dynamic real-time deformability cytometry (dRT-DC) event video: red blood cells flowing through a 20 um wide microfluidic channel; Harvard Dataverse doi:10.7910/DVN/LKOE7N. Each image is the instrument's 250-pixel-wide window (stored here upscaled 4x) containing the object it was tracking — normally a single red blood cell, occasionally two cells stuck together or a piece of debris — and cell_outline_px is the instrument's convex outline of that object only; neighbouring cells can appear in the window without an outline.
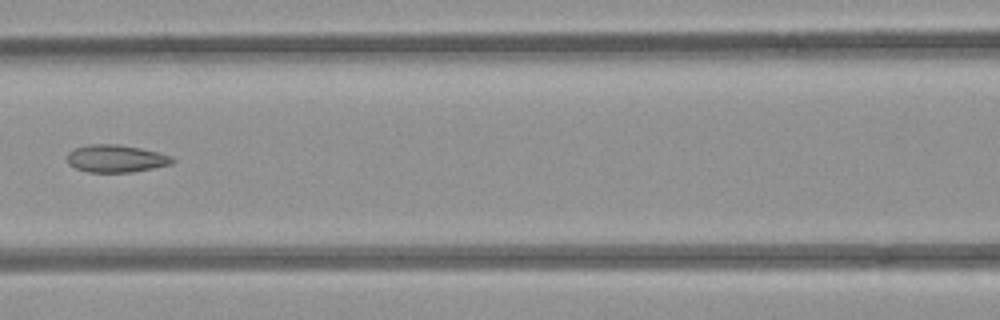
{"species": "common noctule bat (a hibernating species)", "species_latin": "Nyctalus noctula", "temperature_condition": "room temperature", "stored_images_in_passage": 4, "camera_frame_rate_fps": 3000, "um_per_image_px": 0.085, "animal": {"sex": "female", "body_mass_g": 21.9}, "frame": {"image": 1, "passage_image": 4, "time_ms": 3.333, "image_size_px": [1000, 320], "cell_outline_px": [[176, 160], [172, 164], [132, 172], [88, 172], [76, 168], [68, 164], [68, 152], [76, 148], [88, 144], [116, 144], [140, 148], [172, 156]], "centroid_in_image_um": [9.86, 13.48], "position_along_channel_um": 156.7, "area_um2": 16.76}}